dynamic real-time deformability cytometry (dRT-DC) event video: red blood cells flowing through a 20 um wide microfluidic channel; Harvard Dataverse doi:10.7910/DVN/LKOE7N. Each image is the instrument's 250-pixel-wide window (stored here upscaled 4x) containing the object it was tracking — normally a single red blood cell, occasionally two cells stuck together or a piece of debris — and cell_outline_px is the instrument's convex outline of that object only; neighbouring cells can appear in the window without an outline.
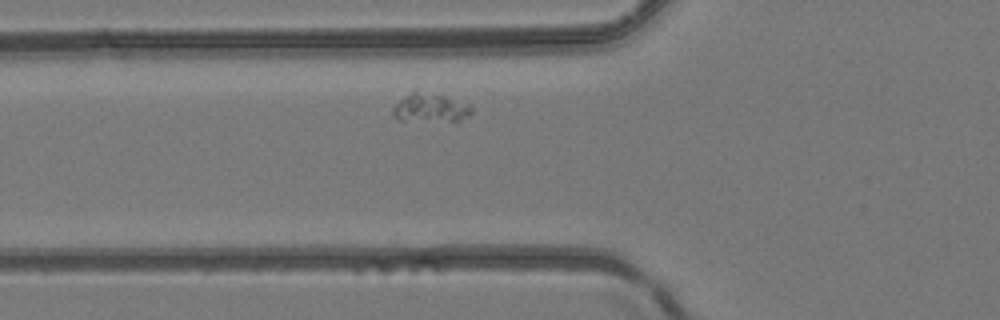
{"species": "common noctule bat (a hibernating species)", "species_latin": "Nyctalus noctula", "temperature_condition": "room temperature", "stored_images_in_passage": 31, "camera_frame_rate_fps": 3000, "um_per_image_px": 0.085, "animal": {"sex": "female", "body_mass_g": 24.6, "forearm_length_mm": 56.2}, "frame": {"image": 1, "passage_image": 3, "time_ms": 0.667, "image_size_px": [1000, 320], "cell_outline_px": [[472, 112], [468, 116], [456, 120], [400, 120], [392, 112], [392, 108], [404, 96], [412, 92], [416, 92], [444, 96], [472, 104]], "centroid_in_image_um": [36.61, 9.16], "position_along_channel_um": 89.2, "area_um2": 12.6}}
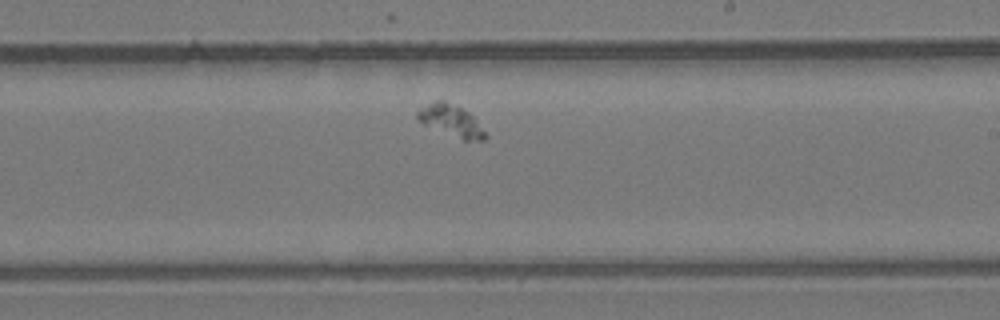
{"frame": {"image": 2, "passage_image": 15, "time_ms": 4.667, "image_size_px": [1000, 320], "cell_outline_px": [[488, 136], [484, 140], [464, 140], [420, 124], [416, 120], [416, 112], [420, 108], [436, 100], [444, 100], [468, 112], [472, 116]], "centroid_in_image_um": [38.28, 10.26], "position_along_channel_um": 250.7, "area_um2": 12.48}}
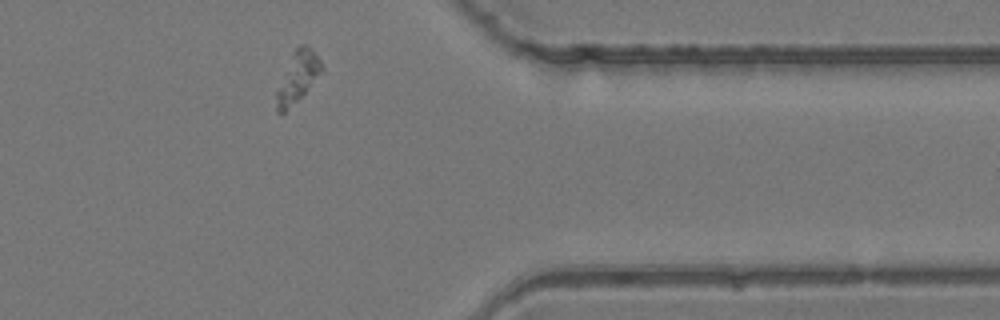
{"frame": {"image": 3, "passage_image": 26, "time_ms": 8.333, "image_size_px": [1000, 320], "cell_outline_px": [[324, 72], [284, 112], [276, 112], [276, 92], [292, 52], [300, 44], [304, 44], [320, 60], [324, 68]], "centroid_in_image_um": [25.31, 6.53], "position_along_channel_um": 386.1, "area_um2": 12.83}}